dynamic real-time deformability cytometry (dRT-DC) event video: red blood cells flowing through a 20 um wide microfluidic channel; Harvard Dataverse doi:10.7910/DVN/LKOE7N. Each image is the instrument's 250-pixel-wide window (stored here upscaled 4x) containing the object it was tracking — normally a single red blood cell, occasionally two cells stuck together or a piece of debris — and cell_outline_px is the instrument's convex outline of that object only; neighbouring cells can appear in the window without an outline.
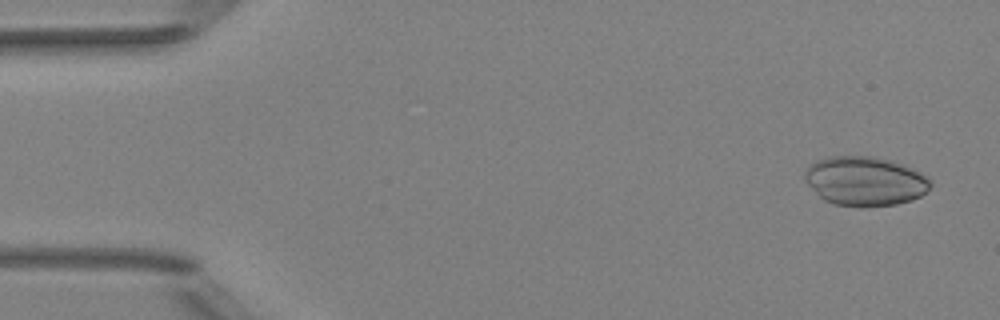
{"species": "Egyptian fruit bat (a non-hibernating species)", "species_latin": "Rousettus aegyptiacus", "temperature_condition": "room temperature", "stored_images_in_passage": 49, "camera_frame_rate_fps": 3000, "um_per_image_px": 0.085, "animal": {"sex": "female"}, "frame": {"image": 1, "passage_image": 1, "time_ms": 0.0, "image_size_px": [1000, 320], "cell_outline_px": [[932, 184], [920, 196], [912, 200], [896, 204], [864, 208], [860, 208], [832, 204], [824, 200], [804, 180], [804, 172], [808, 164], [816, 160], [828, 156], [872, 156], [892, 160], [912, 168], [920, 172], [932, 180]], "centroid_in_image_um": [73.5, 15.4], "position_along_channel_um": 11.5, "area_um2": 36.59}}
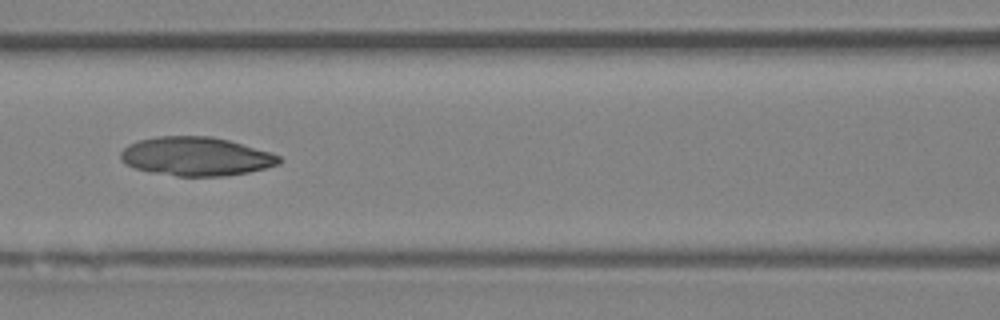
{"frame": {"image": 2, "passage_image": 21, "time_ms": 6.667, "image_size_px": [1000, 320], "cell_outline_px": [[280, 164], [248, 172], [224, 176], [176, 176], [148, 172], [124, 164], [120, 160], [120, 152], [128, 144], [140, 140], [156, 136], [212, 136], [228, 140], [272, 152], [280, 156]], "centroid_in_image_um": [16.64, 13.29], "position_along_channel_um": 150.0, "area_um2": 35.95}}
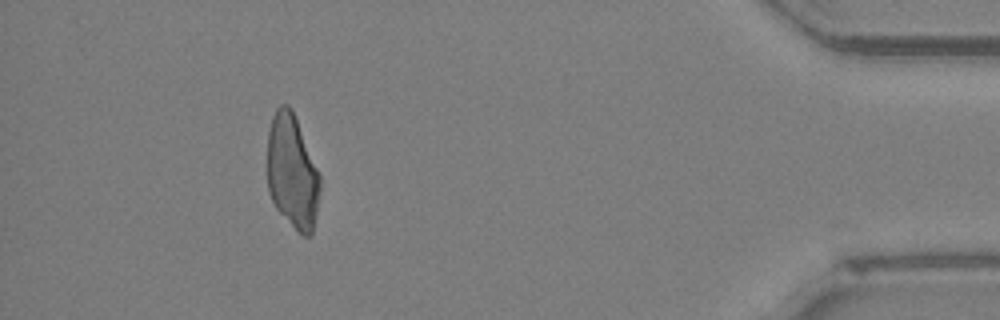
{"frame": {"image": 3, "passage_image": 45, "time_ms": 14.667, "image_size_px": [1000, 320], "cell_outline_px": [[320, 188], [316, 212], [312, 232], [308, 236], [304, 236], [276, 208], [268, 192], [268, 132], [272, 116], [276, 108], [280, 104], [288, 104], [292, 108], [320, 172]], "centroid_in_image_um": [24.84, 14.53], "position_along_channel_um": 410.4, "area_um2": 34.97}}